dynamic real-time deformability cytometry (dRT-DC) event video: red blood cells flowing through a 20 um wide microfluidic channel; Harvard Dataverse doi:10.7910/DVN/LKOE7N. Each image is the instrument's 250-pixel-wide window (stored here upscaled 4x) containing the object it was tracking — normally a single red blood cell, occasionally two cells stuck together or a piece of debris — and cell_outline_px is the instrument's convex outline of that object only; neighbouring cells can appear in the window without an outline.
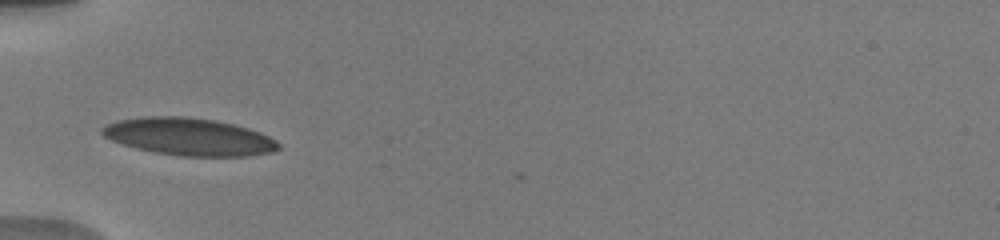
{"species": "human", "species_latin": "Homo sapiens", "temperature_condition": "warm", "stored_images_in_passage": 2, "camera_frame_rate_fps": 3000, "um_per_image_px": 0.085, "donor": {"sex": "male"}, "frame": {"image": 1, "passage_image": 1, "time_ms": 0.0, "image_size_px": [1000, 240], "cell_outline_px": [[280, 148], [272, 152], [248, 156], [180, 156], [156, 152], [136, 148], [112, 140], [104, 136], [100, 132], [100, 128], [116, 120], [140, 116], [188, 116], [216, 120], [248, 128], [260, 132], [276, 140], [280, 144]], "centroid_in_image_um": [16.06, 11.61], "position_along_channel_um": 68.9, "area_um2": 38.55}}